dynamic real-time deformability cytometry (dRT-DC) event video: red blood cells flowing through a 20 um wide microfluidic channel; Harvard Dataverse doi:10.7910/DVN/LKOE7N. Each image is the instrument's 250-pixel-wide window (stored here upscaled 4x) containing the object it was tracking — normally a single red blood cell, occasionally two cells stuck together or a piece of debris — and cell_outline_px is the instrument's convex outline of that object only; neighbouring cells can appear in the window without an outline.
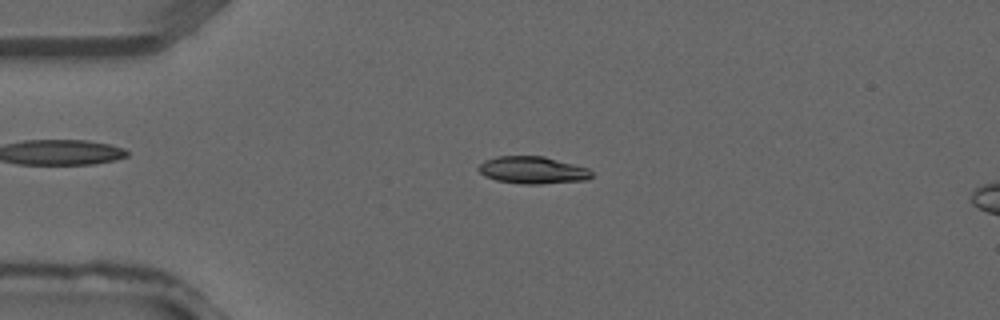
{"species": "common noctule bat (a hibernating species)", "species_latin": "Nyctalus noctula", "temperature_condition": "warm", "stored_images_in_passage": 34, "camera_frame_rate_fps": 3000, "um_per_image_px": 0.085, "animal": {"sex": "male", "forearm_length_mm": 52.5}, "frame": {"image": 1, "passage_image": 5, "time_ms": 1.333, "image_size_px": [1000, 320], "cell_outline_px": [[592, 176], [588, 180], [540, 184], [520, 184], [496, 180], [484, 176], [476, 168], [484, 160], [496, 156], [544, 156], [588, 168], [592, 172]], "centroid_in_image_um": [45.25, 14.46], "position_along_channel_um": 39.7, "area_um2": 18.09}}
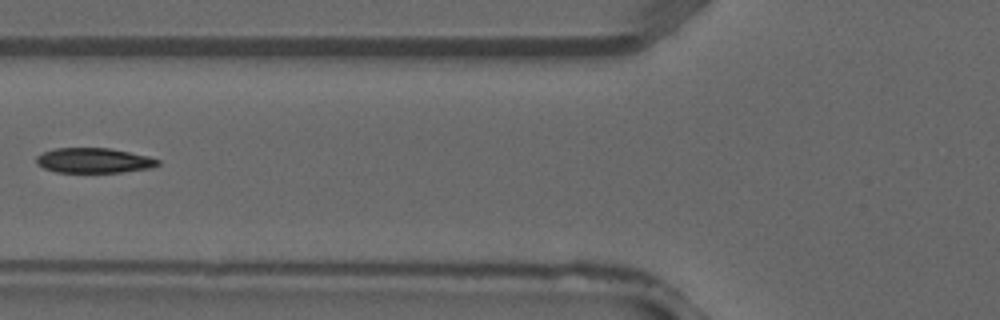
{"frame": {"image": 2, "passage_image": 11, "time_ms": 3.333, "image_size_px": [1000, 320], "cell_outline_px": [[160, 164], [152, 168], [120, 172], [56, 172], [44, 168], [36, 164], [36, 156], [44, 152], [56, 148], [108, 148], [148, 156], [160, 160]], "centroid_in_image_um": [7.97, 13.64], "position_along_channel_um": 117.8, "area_um2": 17.63}}
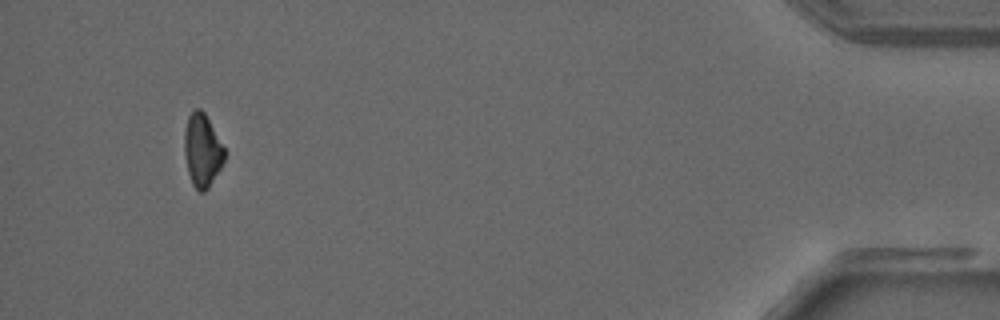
{"frame": {"image": 3, "passage_image": 32, "time_ms": 10.333, "image_size_px": [1000, 320], "cell_outline_px": [[224, 160], [220, 168], [208, 188], [204, 192], [200, 192], [192, 184], [188, 172], [184, 152], [184, 132], [188, 116], [196, 108], [200, 108], [204, 112], [224, 148]], "centroid_in_image_um": [17.17, 12.78], "position_along_channel_um": 418.0, "area_um2": 16.76}}